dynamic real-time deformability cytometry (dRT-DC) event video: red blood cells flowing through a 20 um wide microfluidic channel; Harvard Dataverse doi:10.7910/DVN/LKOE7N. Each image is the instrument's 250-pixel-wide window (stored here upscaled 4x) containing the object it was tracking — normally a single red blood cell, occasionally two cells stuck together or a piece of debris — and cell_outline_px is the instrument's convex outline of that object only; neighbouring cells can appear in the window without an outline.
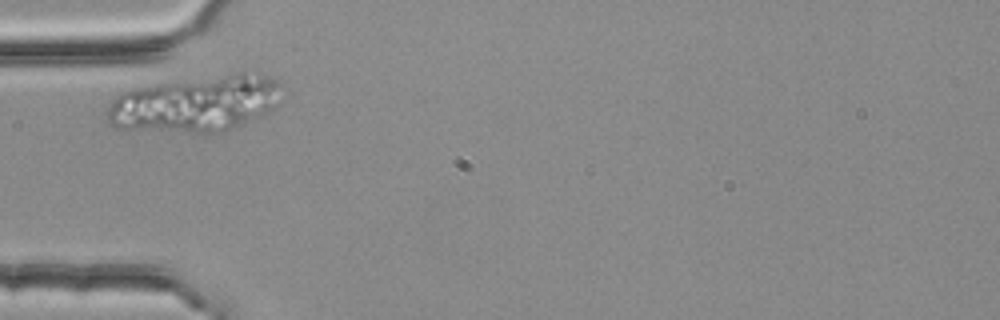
{"species": "common noctule bat (a hibernating species)", "species_latin": "Nyctalus noctula", "temperature_condition": "room temperature", "stored_images_in_passage": 1, "camera_frame_rate_fps": 3000, "um_per_image_px": 0.085, "animal": {"sex": "female", "body_mass_g": 25.1}, "frame": {"image": 1, "passage_image": 1, "time_ms": 0.0, "image_size_px": [1000, 320], "cell_outline_px": [[280, 84], [276, 108], [236, 128], [220, 132], [196, 132], [116, 128], [108, 120], [108, 108], [116, 96], [124, 92], [140, 88], [160, 84], [240, 72], [260, 72], [272, 76]], "centroid_in_image_um": [16.73, 8.81], "position_along_channel_um": 68.3, "area_um2": 56.41}}